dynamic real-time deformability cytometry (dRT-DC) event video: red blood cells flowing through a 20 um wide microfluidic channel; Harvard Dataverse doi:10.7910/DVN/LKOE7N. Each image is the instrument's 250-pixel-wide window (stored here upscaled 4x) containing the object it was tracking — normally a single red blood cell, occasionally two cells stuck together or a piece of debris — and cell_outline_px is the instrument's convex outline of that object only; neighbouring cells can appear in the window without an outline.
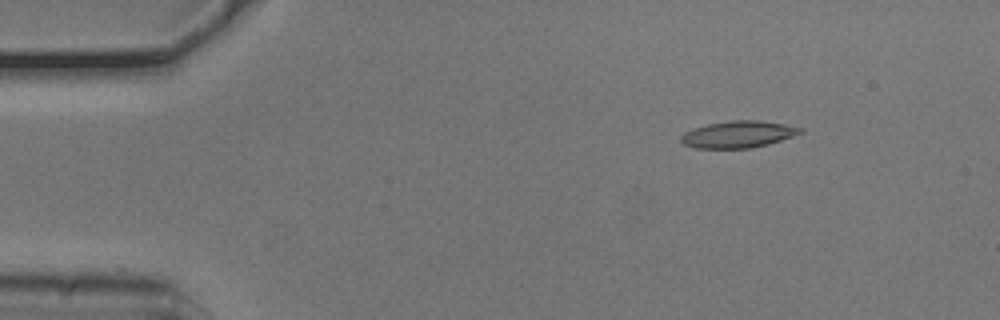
{"species": "common noctule bat (a hibernating species)", "species_latin": "Nyctalus noctula", "temperature_condition": "cold", "stored_images_in_passage": 47, "camera_frame_rate_fps": 3000, "um_per_image_px": 0.085, "animal": {"sex": "male", "body_mass_g": 20.5, "forearm_length_mm": 52.5}, "frame": {"image": 1, "passage_image": 1, "time_ms": 0.0, "image_size_px": [1000, 320], "cell_outline_px": [[804, 132], [768, 144], [748, 148], [696, 148], [684, 144], [680, 140], [680, 136], [684, 132], [692, 128], [708, 124], [732, 120], [760, 120], [784, 124], [804, 128]], "centroid_in_image_um": [62.74, 11.41], "position_along_channel_um": 22.3, "area_um2": 18.61}}
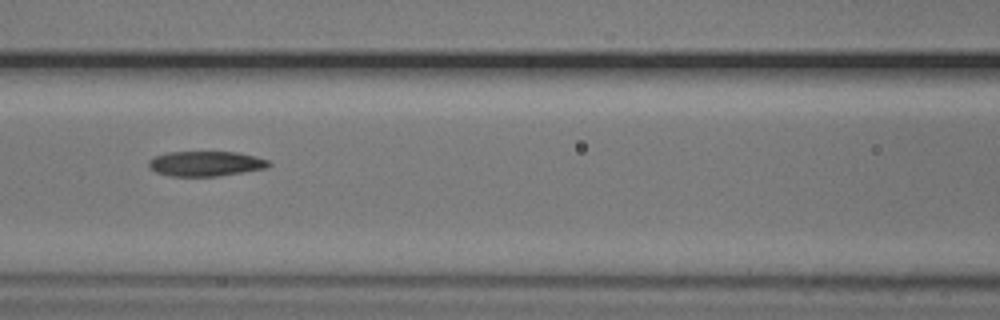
{"frame": {"image": 2, "passage_image": 17, "time_ms": 5.333, "image_size_px": [1000, 320], "cell_outline_px": [[272, 164], [268, 168], [220, 176], [168, 176], [156, 172], [148, 168], [148, 160], [156, 156], [168, 152], [240, 152], [256, 156], [268, 160]], "centroid_in_image_um": [17.51, 13.91], "position_along_channel_um": 149.1, "area_um2": 17.74}}
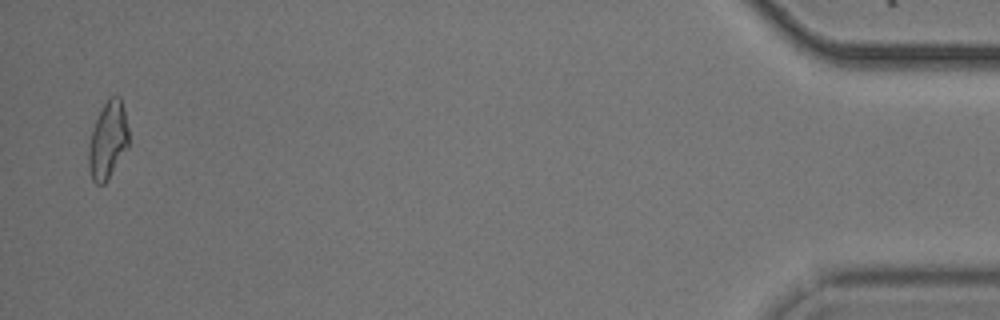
{"frame": {"image": 3, "passage_image": 46, "time_ms": 15.0, "image_size_px": [1000, 320], "cell_outline_px": [[128, 148], [108, 180], [104, 184], [96, 184], [92, 180], [88, 164], [88, 144], [92, 128], [108, 96], [120, 96], [124, 108], [128, 128]], "centroid_in_image_um": [9.17, 11.93], "position_along_channel_um": 426.0, "area_um2": 18.26}, "authors_computed_cell_mechanics": {"area_um2": 18.0914, "velocity_mm_per_s": 3.7779, "shape_relaxation_time_tau1_ms": null, "shape_relaxation_time_tau2_ms": 6.6894, "deformation_change_tau1": null, "deformation_change_tau2": 0.1683}}